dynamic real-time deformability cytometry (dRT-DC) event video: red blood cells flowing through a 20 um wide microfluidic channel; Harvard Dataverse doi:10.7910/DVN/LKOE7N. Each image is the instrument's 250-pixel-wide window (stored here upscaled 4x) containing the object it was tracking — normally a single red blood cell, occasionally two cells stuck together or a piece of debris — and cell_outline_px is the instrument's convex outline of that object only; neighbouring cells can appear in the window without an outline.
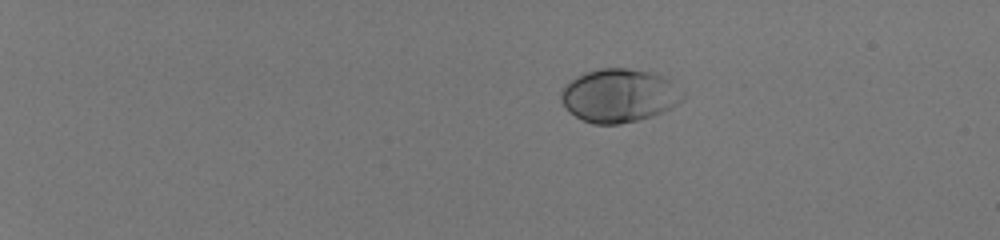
{"species": "human", "species_latin": "Homo sapiens", "temperature_condition": "room temperature", "stored_images_in_passage": 44, "camera_frame_rate_fps": 3000, "um_per_image_px": 0.085, "donor": {"sex": "male"}, "frame": {"image": 1, "passage_image": 1, "time_ms": 0.0, "image_size_px": [1000, 240], "cell_outline_px": [[688, 96], [684, 100], [652, 116], [620, 124], [592, 124], [576, 116], [560, 100], [560, 92], [564, 84], [576, 76], [584, 72], [600, 68], [628, 68], [648, 72], [660, 76], [668, 80], [684, 92]], "centroid_in_image_um": [52.6, 8.11], "position_along_channel_um": 32.4, "area_um2": 37.69}}
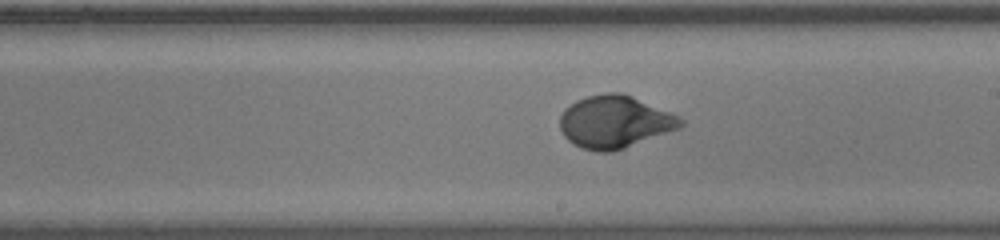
{"frame": {"image": 2, "passage_image": 26, "time_ms": 8.333, "image_size_px": [1000, 240], "cell_outline_px": [[684, 124], [680, 128], [624, 148], [612, 152], [596, 152], [580, 148], [572, 144], [564, 136], [560, 128], [560, 116], [564, 108], [576, 100], [588, 96], [608, 92], [620, 92], [632, 96], [680, 116], [684, 120]], "centroid_in_image_um": [52.24, 10.36], "position_along_channel_um": 236.8, "area_um2": 37.11}}
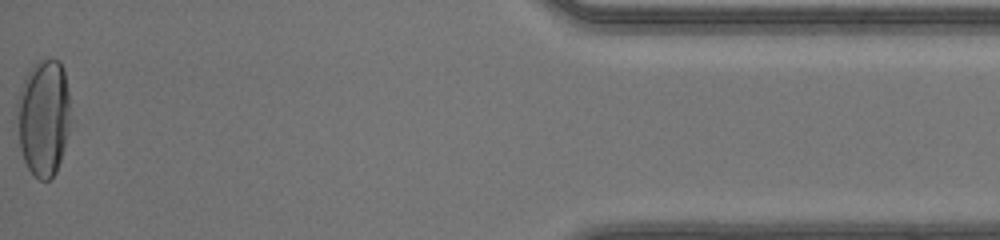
{"frame": {"image": 3, "passage_image": 44, "time_ms": 14.333, "image_size_px": [1000, 240], "cell_outline_px": [[68, 132], [60, 160], [56, 172], [48, 180], [40, 180], [28, 168], [24, 160], [20, 148], [16, 108], [16, 100], [20, 88], [28, 72], [40, 60], [60, 60], [64, 68], [68, 92]], "centroid_in_image_um": [3.68, 9.98], "position_along_channel_um": 431.5, "area_um2": 35.89}, "authors_computed_cell_mechanics": {"area_um2": 35.3736, "velocity_mm_per_s": 4.1547, "shape_relaxation_time_tau1_ms": 2.6185, "shape_relaxation_time_tau2_ms": null, "deformation_change_tau1": 0.1927, "deformation_change_tau2": null}}